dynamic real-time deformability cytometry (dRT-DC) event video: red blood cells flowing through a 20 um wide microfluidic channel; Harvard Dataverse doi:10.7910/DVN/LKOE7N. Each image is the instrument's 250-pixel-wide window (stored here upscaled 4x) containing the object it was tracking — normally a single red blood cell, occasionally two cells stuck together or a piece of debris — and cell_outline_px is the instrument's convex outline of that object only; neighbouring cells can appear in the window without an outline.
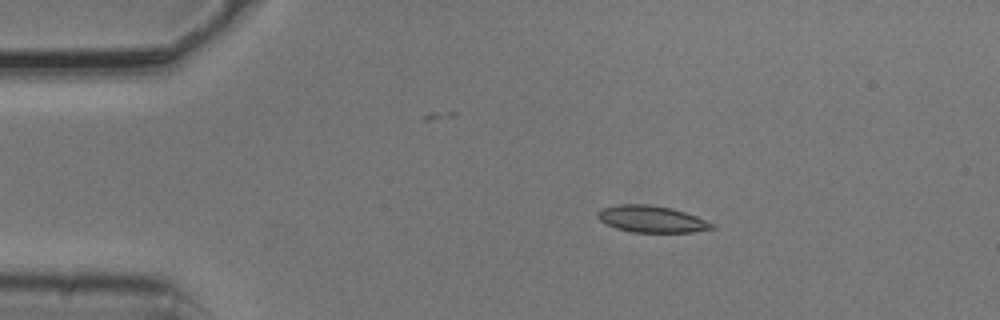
{"species": "common noctule bat (a hibernating species)", "species_latin": "Nyctalus noctula", "temperature_condition": "cold", "stored_images_in_passage": 3, "camera_frame_rate_fps": 3000, "um_per_image_px": 0.085, "animal": {"sex": "male", "body_mass_g": 20.5, "forearm_length_mm": 52.5}, "frame": {"image": 1, "passage_image": 2, "time_ms": 0.333, "image_size_px": [1000, 320], "cell_outline_px": [[716, 228], [692, 232], [632, 232], [616, 228], [600, 220], [596, 216], [596, 212], [604, 208], [620, 204], [648, 204], [672, 208], [696, 216], [716, 224]], "centroid_in_image_um": [55.41, 18.62], "position_along_channel_um": 29.6, "area_um2": 17.74}}